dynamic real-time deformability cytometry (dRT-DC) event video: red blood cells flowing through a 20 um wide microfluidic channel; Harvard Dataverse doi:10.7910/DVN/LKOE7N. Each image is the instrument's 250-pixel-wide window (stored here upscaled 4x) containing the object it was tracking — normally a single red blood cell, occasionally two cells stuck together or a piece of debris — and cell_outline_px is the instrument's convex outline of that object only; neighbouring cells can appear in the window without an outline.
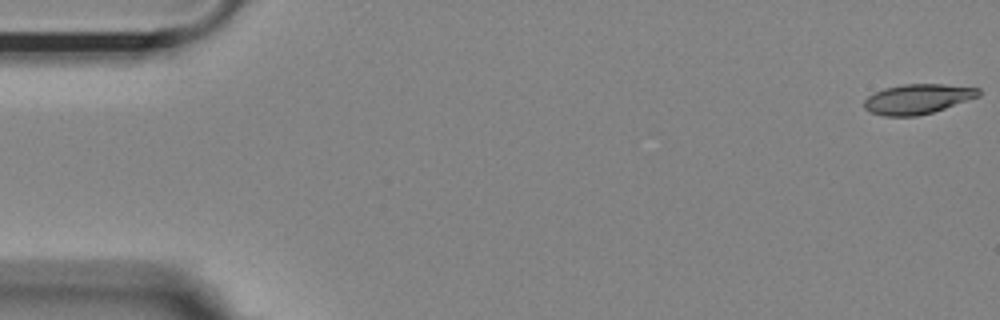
{"species": "Egyptian fruit bat (a non-hibernating species)", "species_latin": "Rousettus aegyptiacus", "temperature_condition": "room temperature", "stored_images_in_passage": 9, "camera_frame_rate_fps": 3000, "um_per_image_px": 0.085, "animal": {"sex": "female"}, "frame": {"image": 1, "passage_image": 1, "time_ms": 0.0, "image_size_px": [1000, 320], "cell_outline_px": [[980, 96], [932, 112], [916, 116], [884, 116], [872, 112], [864, 108], [864, 100], [868, 96], [884, 88], [904, 84], [944, 84], [980, 88]], "centroid_in_image_um": [78.0, 8.41], "position_along_channel_um": 7.0, "area_um2": 19.77}}